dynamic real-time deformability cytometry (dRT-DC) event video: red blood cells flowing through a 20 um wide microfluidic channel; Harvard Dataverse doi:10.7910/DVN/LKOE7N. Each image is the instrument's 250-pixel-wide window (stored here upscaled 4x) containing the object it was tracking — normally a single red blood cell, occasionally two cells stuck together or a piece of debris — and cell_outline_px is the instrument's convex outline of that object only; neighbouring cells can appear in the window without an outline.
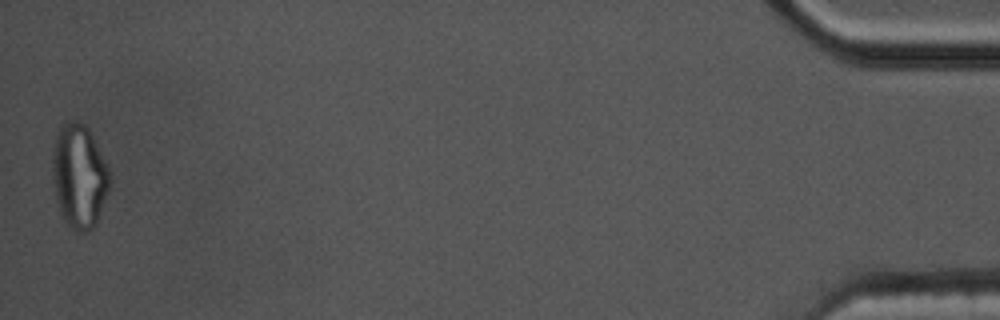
{"species": "common noctule bat (a hibernating species)", "species_latin": "Nyctalus noctula", "temperature_condition": "cold", "stored_images_in_passage": 58, "segment_of_instrument_passage": [2, 2], "camera_frame_rate_fps": 3000, "um_per_image_px": 0.085, "animal": {"sex": "male", "body_mass_g": 17.5, "forearm_length_mm": 52.3}, "frame": {"image": 1, "passage_image": 58, "time_ms": 19.0, "image_size_px": [1000, 320], "cell_outline_px": [[112, 180], [108, 192], [96, 224], [88, 232], [76, 232], [64, 220], [60, 212], [56, 200], [52, 176], [52, 148], [60, 124], [72, 120], [76, 120], [84, 124], [88, 128], [108, 168]], "centroid_in_image_um": [6.72, 14.97], "position_along_channel_um": 428.5, "area_um2": 34.91}}